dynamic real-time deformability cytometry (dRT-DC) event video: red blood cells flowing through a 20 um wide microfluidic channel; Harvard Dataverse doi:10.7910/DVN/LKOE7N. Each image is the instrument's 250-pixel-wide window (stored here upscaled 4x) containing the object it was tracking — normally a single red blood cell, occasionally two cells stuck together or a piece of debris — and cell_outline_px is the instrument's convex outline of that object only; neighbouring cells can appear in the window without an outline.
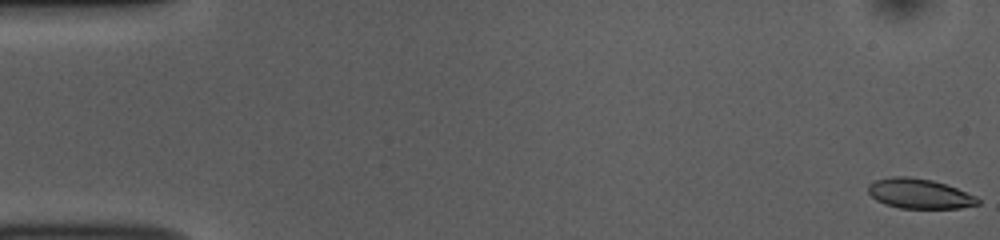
{"species": "common noctule bat (a hibernating species)", "species_latin": "Nyctalus noctula", "temperature_condition": "room temperature", "stored_images_in_passage": 53, "camera_frame_rate_fps": 3000, "um_per_image_px": 0.085, "animal": {"sex": "female", "body_mass_g": 10.0, "forearm_length_mm": 53.1}, "frame": {"image": 1, "passage_image": 1, "time_ms": 0.0, "image_size_px": [1000, 240], "cell_outline_px": [[980, 204], [960, 208], [900, 208], [884, 204], [876, 200], [868, 192], [868, 184], [876, 180], [892, 176], [908, 176], [932, 180], [956, 188], [976, 196], [980, 200]], "centroid_in_image_um": [78.14, 16.46], "position_along_channel_um": 6.9, "area_um2": 19.07}}
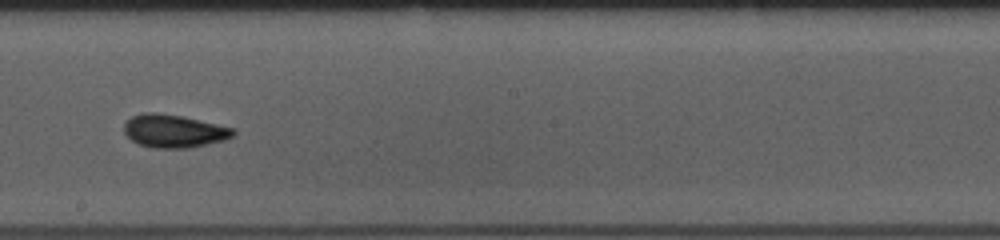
{"frame": {"image": 2, "passage_image": 30, "time_ms": 9.667, "image_size_px": [1000, 240], "cell_outline_px": [[236, 132], [232, 136], [224, 140], [188, 148], [152, 148], [140, 144], [132, 140], [124, 132], [124, 124], [132, 116], [144, 112], [156, 112], [184, 116], [236, 128]], "centroid_in_image_um": [14.8, 11.12], "position_along_channel_um": 233.4, "area_um2": 21.1}}
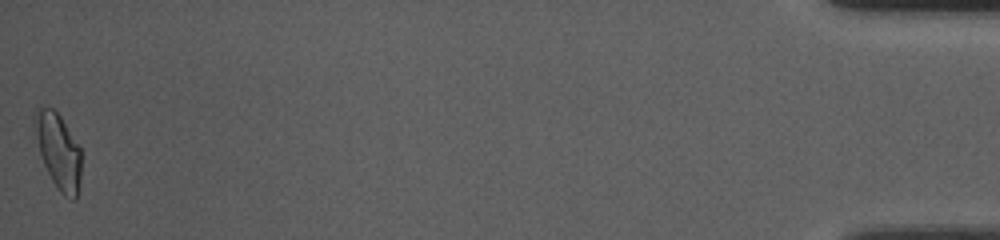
{"frame": {"image": 3, "passage_image": 53, "time_ms": 17.333, "image_size_px": [1000, 240], "cell_outline_px": [[80, 180], [76, 200], [72, 200], [64, 196], [60, 192], [52, 180], [44, 164], [40, 152], [32, 124], [32, 116], [36, 108], [48, 104], [60, 116], [80, 148]], "centroid_in_image_um": [4.92, 12.79], "position_along_channel_um": 430.3, "area_um2": 20.52}, "authors_computed_cell_mechanics": {"area_um2": 19.8832, "velocity_mm_per_s": 3.8026, "shape_relaxation_time_tau1_ms": 4.9531, "shape_relaxation_time_tau2_ms": 2.9257, "deformation_change_tau1": 0.1447, "deformation_change_tau2": 0.0707}}